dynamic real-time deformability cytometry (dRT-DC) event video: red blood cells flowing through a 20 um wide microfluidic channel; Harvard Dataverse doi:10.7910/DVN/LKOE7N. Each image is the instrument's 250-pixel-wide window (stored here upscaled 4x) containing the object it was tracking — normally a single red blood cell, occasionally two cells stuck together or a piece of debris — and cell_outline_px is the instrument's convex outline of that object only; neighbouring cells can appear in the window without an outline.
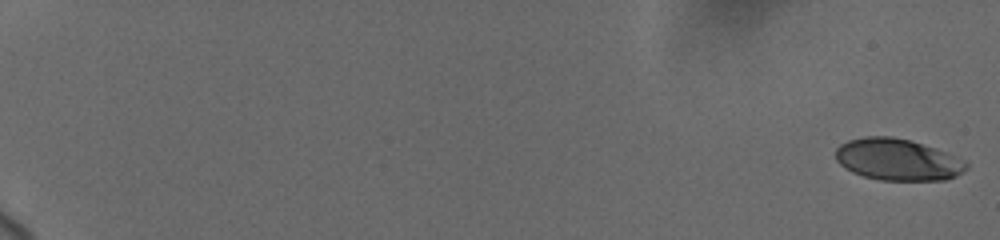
{"species": "human", "species_latin": "Homo sapiens", "temperature_condition": "cold", "stored_images_in_passage": 82, "camera_frame_rate_fps": 3000, "um_per_image_px": 0.085, "donor": {"sex": "female"}, "frame": {"image": 1, "passage_image": 1, "time_ms": 0.0, "image_size_px": [1000, 240], "cell_outline_px": [[968, 168], [964, 172], [956, 176], [944, 180], [880, 180], [864, 176], [852, 172], [840, 164], [836, 160], [836, 148], [840, 144], [848, 140], [864, 136], [892, 136], [908, 140], [936, 148], [964, 160], [968, 164]], "centroid_in_image_um": [76.3, 13.56], "position_along_channel_um": 8.7, "area_um2": 31.73}}
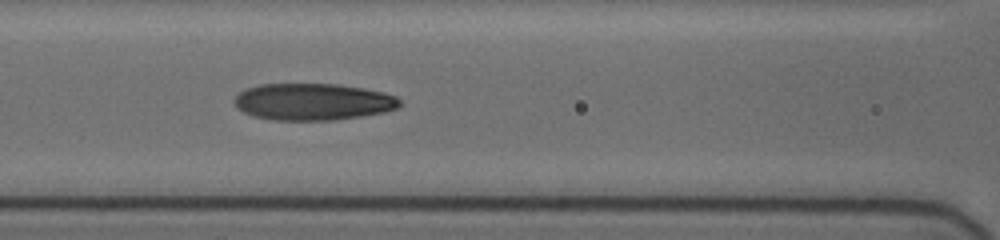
{"frame": {"image": 2, "passage_image": 48, "time_ms": 9.667, "image_size_px": [1000, 240], "cell_outline_px": [[400, 104], [396, 108], [384, 112], [360, 116], [332, 120], [272, 120], [252, 116], [236, 108], [232, 100], [240, 92], [248, 88], [260, 84], [336, 84], [364, 88], [384, 92], [396, 96], [400, 100]], "centroid_in_image_um": [26.57, 8.65], "position_along_channel_um": 140.0, "area_um2": 35.55}}
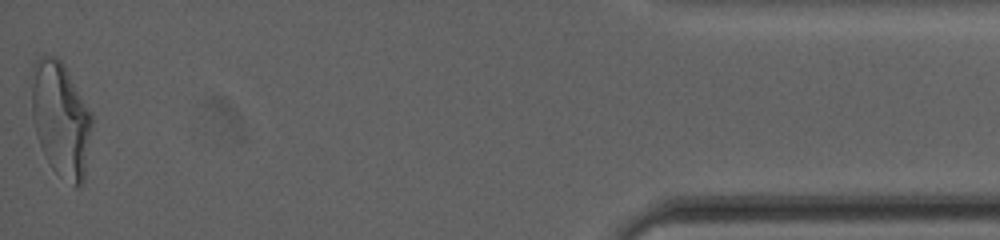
{"frame": {"image": 3, "passage_image": 81, "time_ms": 19.333, "image_size_px": [1000, 240], "cell_outline_px": [[92, 128], [84, 180], [80, 188], [76, 188], [56, 172], [52, 168], [36, 136], [32, 116], [32, 64], [40, 56], [52, 56], [60, 60], [64, 64], [92, 112]], "centroid_in_image_um": [5.18, 10.13], "position_along_channel_um": 430.0, "area_um2": 40.52}, "authors_computed_cell_mechanics": {"area_um2": 33.9286, "velocity_mm_per_s": 3.7118, "shape_relaxation_time_tau1_ms": 5.7037, "shape_relaxation_time_tau2_ms": 1.5527, "deformation_change_tau1": 0.2005, "deformation_change_tau2": 0.0943}}